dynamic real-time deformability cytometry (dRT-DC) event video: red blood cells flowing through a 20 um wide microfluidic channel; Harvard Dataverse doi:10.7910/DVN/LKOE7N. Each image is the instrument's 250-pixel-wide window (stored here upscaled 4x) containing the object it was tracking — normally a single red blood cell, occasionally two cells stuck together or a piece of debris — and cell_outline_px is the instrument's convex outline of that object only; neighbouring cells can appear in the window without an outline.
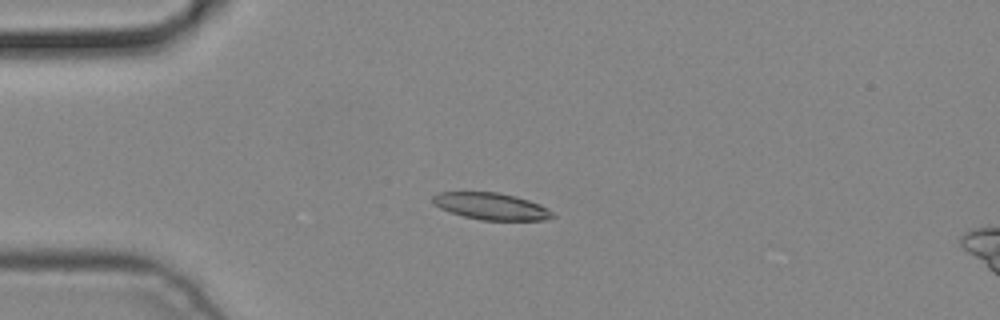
{"species": "common noctule bat (a hibernating species)", "species_latin": "Nyctalus noctula", "temperature_condition": "cold", "stored_images_in_passage": 5, "camera_frame_rate_fps": 3000, "um_per_image_px": 0.085, "animal": {"sex": "male", "body_mass_g": 19.2, "forearm_length_mm": 51.8}, "frame": {"image": 1, "passage_image": 3, "time_ms": 0.667, "image_size_px": [1000, 320], "cell_outline_px": [[556, 216], [544, 220], [480, 220], [464, 216], [440, 208], [432, 200], [432, 196], [440, 192], [496, 192], [516, 196], [540, 204], [548, 208]], "centroid_in_image_um": [41.79, 17.53], "position_along_channel_um": 43.2, "area_um2": 18.61}}